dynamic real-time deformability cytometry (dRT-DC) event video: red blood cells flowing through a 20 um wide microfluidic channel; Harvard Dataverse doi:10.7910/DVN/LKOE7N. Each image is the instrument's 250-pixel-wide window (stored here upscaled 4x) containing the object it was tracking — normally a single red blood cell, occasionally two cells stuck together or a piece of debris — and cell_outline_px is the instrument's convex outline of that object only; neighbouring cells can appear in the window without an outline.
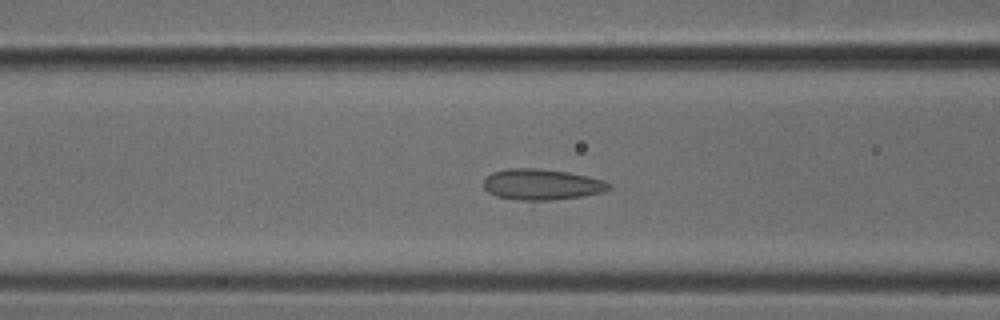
{"species": "common noctule bat (a hibernating species)", "species_latin": "Nyctalus noctula", "temperature_condition": "cold", "stored_images_in_passage": 40, "camera_frame_rate_fps": 3000, "um_per_image_px": 0.085, "animal": {"sex": "male", "body_mass_g": 18.8}, "frame": {"image": 1, "passage_image": 10, "time_ms": 3.0, "image_size_px": [1000, 320], "cell_outline_px": [[612, 188], [604, 192], [532, 208], [496, 196], [488, 192], [484, 188], [484, 180], [492, 172], [508, 168], [540, 168], [568, 172], [588, 176], [604, 180], [612, 184]], "centroid_in_image_um": [46.06, 15.8], "position_along_channel_um": 120.5, "area_um2": 24.97}}
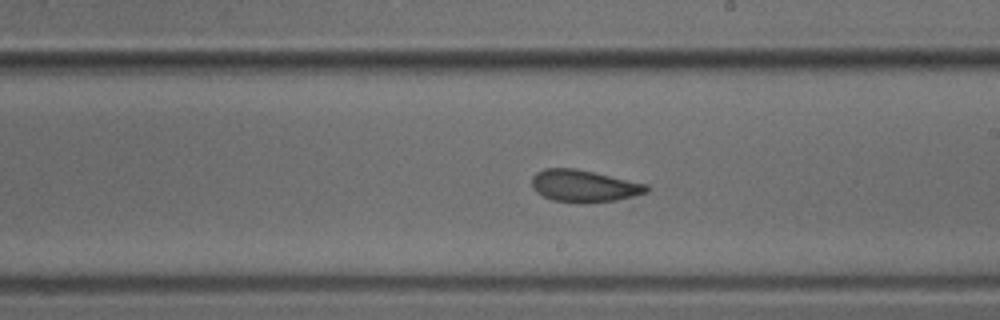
{"frame": {"image": 2, "passage_image": 19, "time_ms": 6.0, "image_size_px": [1000, 320], "cell_outline_px": [[652, 188], [632, 208], [552, 200], [536, 192], [532, 184], [532, 176], [536, 172], [544, 168], [576, 168], [648, 184]], "centroid_in_image_um": [49.99, 15.94], "position_along_channel_um": 239.0, "area_um2": 23.99}}
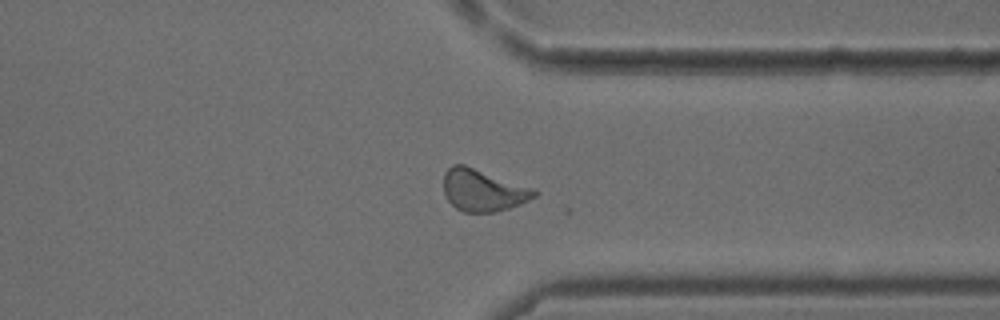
{"frame": {"image": 3, "passage_image": 29, "time_ms": 9.333, "image_size_px": [1000, 320], "cell_outline_px": [[540, 192], [536, 196], [520, 204], [496, 212], [464, 212], [456, 208], [448, 200], [444, 192], [444, 172], [452, 164], [464, 164], [532, 188]], "centroid_in_image_um": [41.04, 16.17], "position_along_channel_um": 370.4, "area_um2": 22.02}}